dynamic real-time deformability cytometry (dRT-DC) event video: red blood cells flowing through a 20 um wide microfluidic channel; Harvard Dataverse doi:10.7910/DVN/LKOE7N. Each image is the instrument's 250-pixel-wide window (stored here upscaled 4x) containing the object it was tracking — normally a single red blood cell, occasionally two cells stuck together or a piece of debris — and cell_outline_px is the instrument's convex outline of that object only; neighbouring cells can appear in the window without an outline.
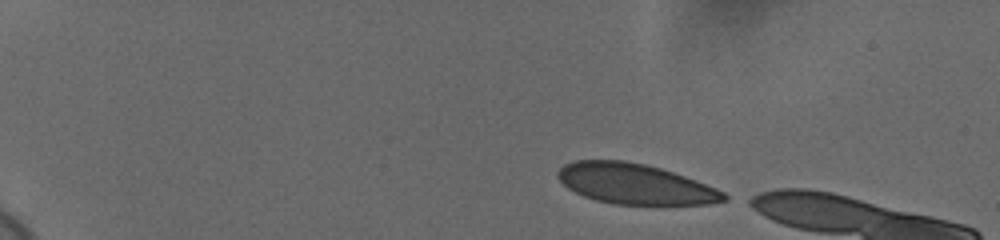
{"species": "human", "species_latin": "Homo sapiens", "temperature_condition": "cold", "stored_images_in_passage": 10, "camera_frame_rate_fps": 3000, "um_per_image_px": 0.085, "donor": {"sex": "female"}, "frame": {"image": 1, "passage_image": 1, "time_ms": 0.0, "image_size_px": [1000, 240], "cell_outline_px": [[728, 200], [708, 204], [612, 204], [596, 200], [584, 196], [568, 188], [556, 176], [556, 172], [564, 164], [572, 160], [624, 160], [644, 164], [660, 168], [696, 180], [716, 188], [724, 192], [728, 196]], "centroid_in_image_um": [53.96, 15.63], "position_along_channel_um": 31.0, "area_um2": 38.96}}